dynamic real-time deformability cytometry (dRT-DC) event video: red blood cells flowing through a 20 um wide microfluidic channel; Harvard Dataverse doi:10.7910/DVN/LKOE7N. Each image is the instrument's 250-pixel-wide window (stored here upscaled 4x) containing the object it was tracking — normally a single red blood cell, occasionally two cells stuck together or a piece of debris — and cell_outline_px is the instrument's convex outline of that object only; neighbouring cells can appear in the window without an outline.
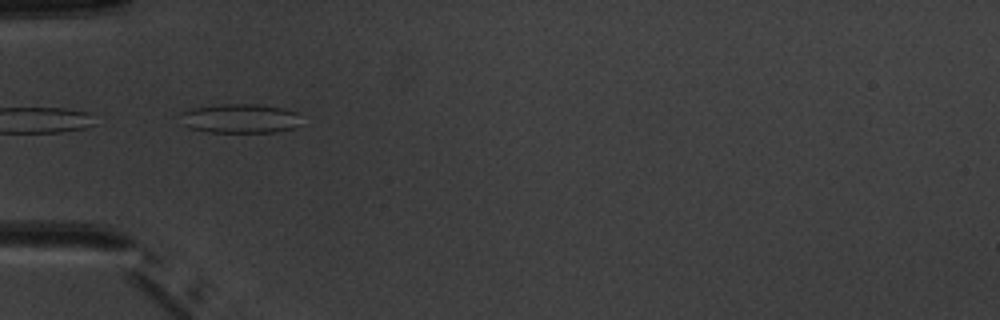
{"species": "common noctule bat (a hibernating species)", "species_latin": "Nyctalus noctula", "temperature_condition": "warm", "stored_images_in_passage": 6, "camera_frame_rate_fps": 3000, "um_per_image_px": 0.085, "animal": {"sex": "male", "body_mass_g": 20.1, "forearm_length_mm": 53.5}, "frame": {"image": 1, "passage_image": 4, "time_ms": 4.333, "image_size_px": [1000, 320], "cell_outline_px": [[300, 124], [296, 128], [276, 132], [208, 132], [192, 128], [184, 124], [180, 112], [192, 108], [220, 104], [256, 104], [280, 108], [300, 112]], "centroid_in_image_um": [20.47, 10.07], "position_along_channel_um": 64.5, "area_um2": 20.69}}
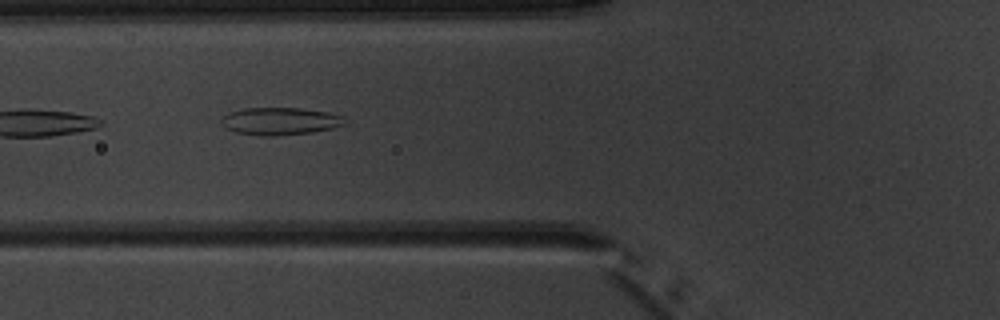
{"frame": {"image": 2, "passage_image": 5, "time_ms": 5.333, "image_size_px": [1000, 320], "cell_outline_px": [[348, 124], [332, 128], [312, 132], [276, 136], [264, 136], [236, 132], [224, 128], [220, 124], [220, 120], [228, 112], [244, 108], [300, 108], [328, 112], [344, 116]], "centroid_in_image_um": [23.81, 10.3], "position_along_channel_um": 102.0, "area_um2": 20.0}}
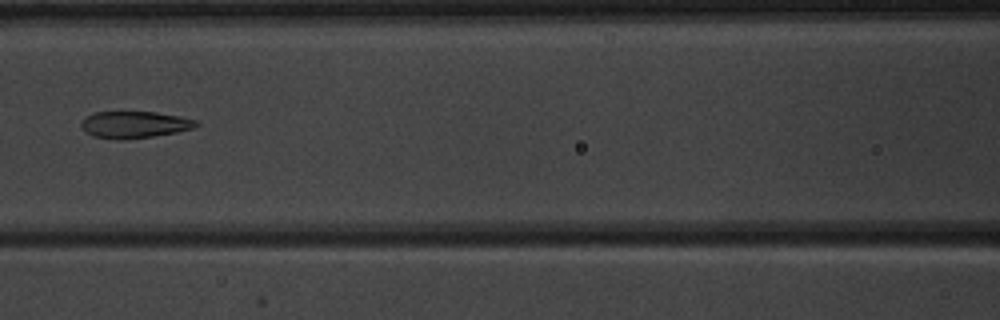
{"frame": {"image": 3, "passage_image": 6, "time_ms": 6.667, "image_size_px": [1000, 320], "cell_outline_px": [[200, 124], [196, 128], [176, 132], [152, 136], [124, 140], [116, 140], [92, 136], [84, 132], [80, 124], [92, 112], [156, 112], [180, 116], [196, 120]], "centroid_in_image_um": [11.44, 10.6], "position_along_channel_um": 155.2, "area_um2": 18.09}}